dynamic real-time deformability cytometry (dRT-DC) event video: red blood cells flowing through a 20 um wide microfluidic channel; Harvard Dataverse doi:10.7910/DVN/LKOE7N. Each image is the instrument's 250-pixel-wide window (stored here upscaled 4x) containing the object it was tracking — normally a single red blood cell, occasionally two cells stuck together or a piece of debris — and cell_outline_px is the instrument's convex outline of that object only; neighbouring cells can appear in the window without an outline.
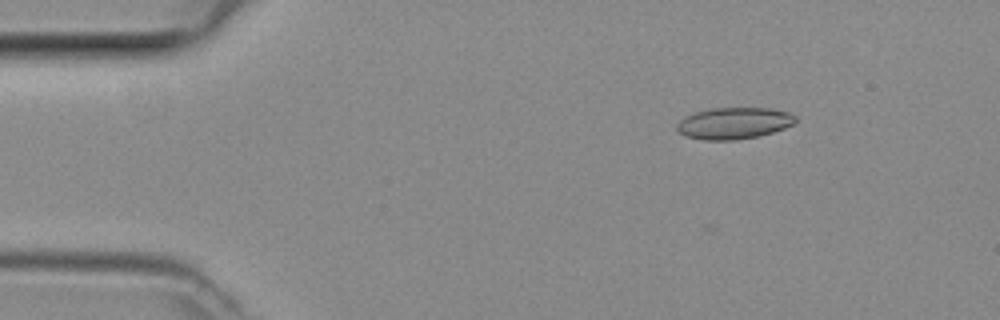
{"species": "common noctule bat (a hibernating species)", "species_latin": "Nyctalus noctula", "temperature_condition": "room temperature", "stored_images_in_passage": 47, "camera_frame_rate_fps": 3000, "um_per_image_px": 0.085, "animal": {"sex": "female", "body_mass_g": 29.2, "forearm_length_mm": 56.3}, "frame": {"image": 1, "passage_image": 6, "time_ms": 1.667, "image_size_px": [1000, 320], "cell_outline_px": [[796, 120], [792, 124], [784, 128], [772, 132], [756, 136], [732, 140], [704, 140], [684, 136], [676, 128], [676, 124], [684, 116], [696, 112], [712, 108], [772, 108], [788, 112], [796, 116]], "centroid_in_image_um": [62.35, 10.46], "position_along_channel_um": 22.6, "area_um2": 21.73}}
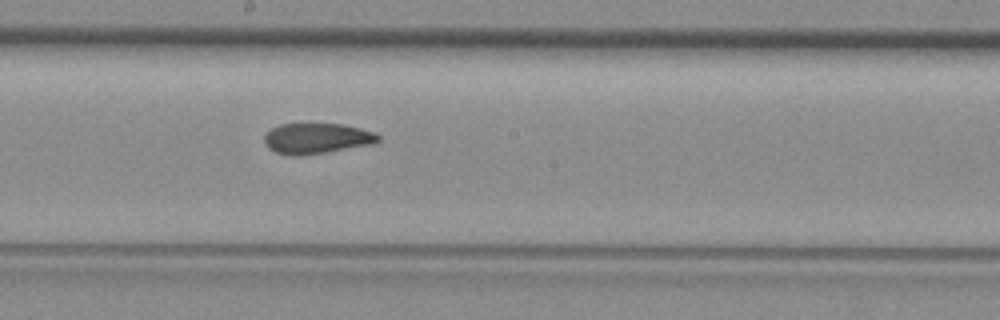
{"frame": {"image": 2, "passage_image": 25, "time_ms": 8.0, "image_size_px": [1000, 320], "cell_outline_px": [[380, 140], [372, 144], [324, 152], [296, 156], [288, 156], [276, 152], [268, 148], [264, 140], [264, 136], [272, 128], [280, 124], [344, 124], [376, 132], [380, 136]], "centroid_in_image_um": [26.93, 11.76], "position_along_channel_um": 221.3, "area_um2": 20.17}}
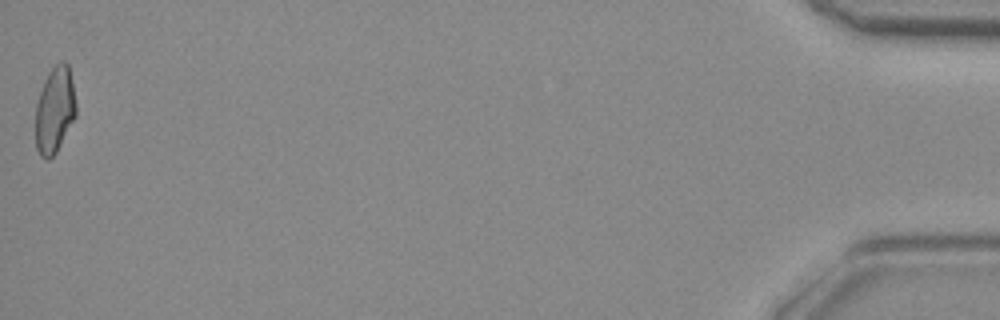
{"frame": {"image": 3, "passage_image": 47, "time_ms": 15.333, "image_size_px": [1000, 320], "cell_outline_px": [[76, 116], [56, 152], [48, 160], [44, 160], [40, 156], [36, 148], [36, 104], [44, 80], [48, 72], [60, 60], [64, 60], [68, 64], [72, 80], [76, 104]], "centroid_in_image_um": [4.65, 9.34], "position_along_channel_um": 430.5, "area_um2": 20.46}}